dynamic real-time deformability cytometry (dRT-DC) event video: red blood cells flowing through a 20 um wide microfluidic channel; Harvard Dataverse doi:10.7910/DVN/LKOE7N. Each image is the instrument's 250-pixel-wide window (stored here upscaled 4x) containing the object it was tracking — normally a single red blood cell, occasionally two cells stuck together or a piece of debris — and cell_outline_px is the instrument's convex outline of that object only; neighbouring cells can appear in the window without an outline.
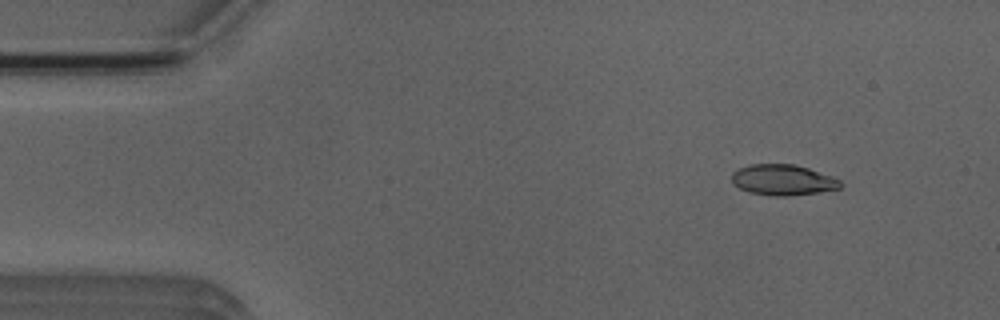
{"species": "Egyptian fruit bat (a non-hibernating species)", "species_latin": "Rousettus aegyptiacus", "temperature_condition": "room temperature", "stored_images_in_passage": 49, "camera_frame_rate_fps": 3000, "um_per_image_px": 0.085, "animal": {"sex": "male"}, "frame": {"image": 1, "passage_image": 3, "time_ms": 0.667, "image_size_px": [1000, 320], "cell_outline_px": [[844, 184], [840, 188], [820, 192], [788, 196], [776, 196], [748, 192], [732, 184], [732, 172], [740, 168], [752, 164], [796, 164], [832, 176], [840, 180]], "centroid_in_image_um": [66.56, 15.29], "position_along_channel_um": 18.4, "area_um2": 19.54}}
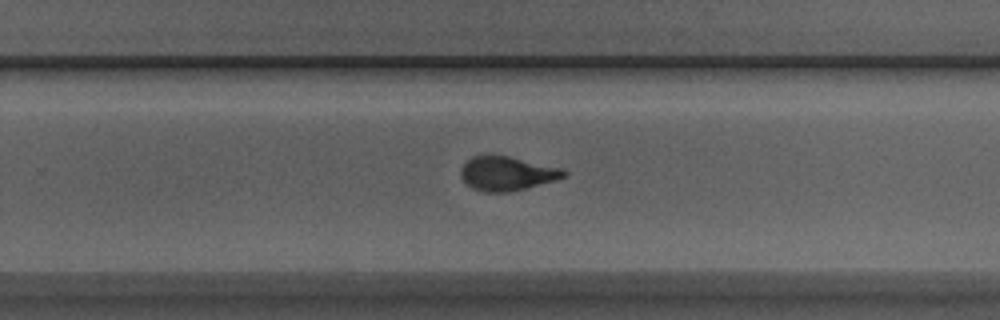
{"frame": {"image": 2, "passage_image": 30, "time_ms": 9.667, "image_size_px": [1000, 320], "cell_outline_px": [[568, 176], [524, 188], [508, 192], [484, 192], [472, 188], [460, 176], [460, 168], [472, 156], [508, 156], [560, 168], [568, 172]], "centroid_in_image_um": [43.07, 14.75], "position_along_channel_um": 286.7, "area_um2": 20.06}}
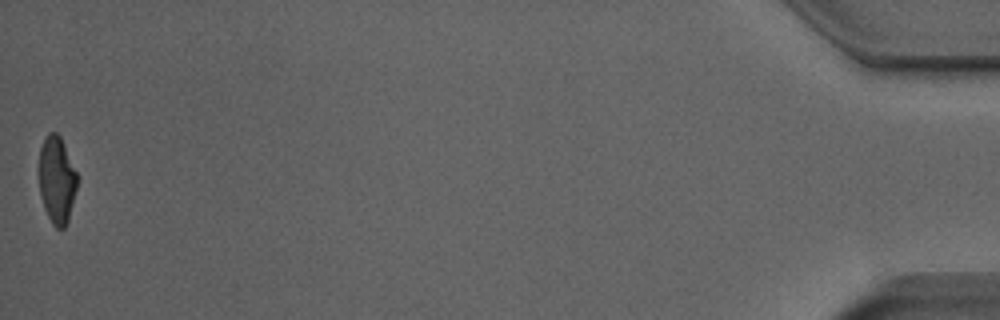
{"frame": {"image": 3, "passage_image": 49, "time_ms": 16.0, "image_size_px": [1000, 320], "cell_outline_px": [[80, 176], [68, 220], [64, 228], [56, 228], [52, 224], [44, 208], [40, 192], [40, 148], [48, 132], [56, 132], [60, 136]], "centroid_in_image_um": [4.87, 15.28], "position_along_channel_um": 430.3, "area_um2": 19.48}, "authors_computed_cell_mechanics": {"area_um2": 20.2878, "velocity_mm_per_s": 3.9377, "shape_relaxation_time_tau1_ms": 4.1336, "shape_relaxation_time_tau2_ms": 0.949, "deformation_change_tau1": 0.1772, "deformation_change_tau2": 0.0752}}